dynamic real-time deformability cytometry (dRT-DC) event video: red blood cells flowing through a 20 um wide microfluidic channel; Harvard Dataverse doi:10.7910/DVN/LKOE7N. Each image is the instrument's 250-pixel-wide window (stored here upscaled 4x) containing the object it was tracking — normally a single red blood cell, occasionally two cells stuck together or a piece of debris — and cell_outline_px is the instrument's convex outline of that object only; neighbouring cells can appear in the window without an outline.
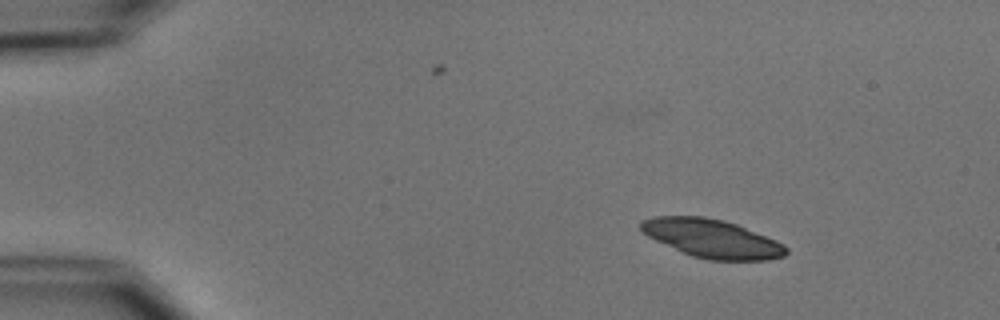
{"species": "common noctule bat (a hibernating species)", "species_latin": "Nyctalus noctula", "temperature_condition": "cold", "stored_images_in_passage": 4, "camera_frame_rate_fps": 3000, "um_per_image_px": 0.085, "animal": {"sex": "male", "body_mass_g": 15.6}, "frame": {"image": 1, "passage_image": 2, "time_ms": 1.333, "image_size_px": [1000, 320], "cell_outline_px": [[788, 252], [784, 256], [768, 260], [708, 260], [692, 256], [656, 240], [648, 236], [640, 228], [640, 220], [652, 216], [704, 216], [724, 220], [736, 224], [776, 240], [784, 244], [788, 248]], "centroid_in_image_um": [60.53, 20.27], "position_along_channel_um": 24.5, "area_um2": 32.43}}